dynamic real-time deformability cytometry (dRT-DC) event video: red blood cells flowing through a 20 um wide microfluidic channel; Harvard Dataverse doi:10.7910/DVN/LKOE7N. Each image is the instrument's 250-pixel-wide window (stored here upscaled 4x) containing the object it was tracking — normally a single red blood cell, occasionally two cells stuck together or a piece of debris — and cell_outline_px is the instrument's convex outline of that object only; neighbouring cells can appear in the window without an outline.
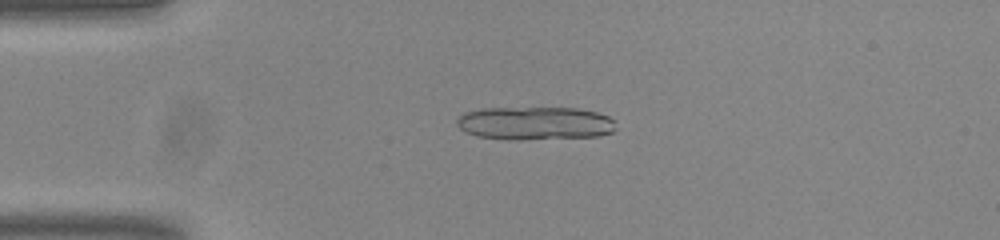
{"species": "common noctule bat (a hibernating species)", "species_latin": "Nyctalus noctula", "temperature_condition": "room temperature", "stored_images_in_passage": 8, "camera_frame_rate_fps": 3000, "um_per_image_px": 0.085, "animal": {"sex": "male", "body_mass_g": 20.0, "forearm_length_mm": 53.3}, "frame": {"image": 1, "passage_image": 1, "time_ms": 0.0, "image_size_px": [1000, 240], "cell_outline_px": [[616, 128], [612, 132], [600, 136], [520, 140], [508, 140], [476, 136], [464, 132], [456, 124], [456, 120], [464, 112], [480, 108], [576, 108], [596, 112], [608, 116], [616, 120]], "centroid_in_image_um": [45.46, 10.48], "position_along_channel_um": 39.5, "area_um2": 31.27}}